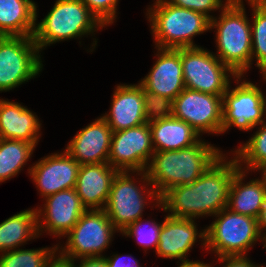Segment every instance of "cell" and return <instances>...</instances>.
Wrapping results in <instances>:
<instances>
[{
    "label": "cell",
    "instance_id": "1",
    "mask_svg": "<svg viewBox=\"0 0 266 267\" xmlns=\"http://www.w3.org/2000/svg\"><path fill=\"white\" fill-rule=\"evenodd\" d=\"M238 169L236 158L223 154L193 183L167 190L160 197L159 209L177 218L215 216L228 205L230 184Z\"/></svg>",
    "mask_w": 266,
    "mask_h": 267
},
{
    "label": "cell",
    "instance_id": "42",
    "mask_svg": "<svg viewBox=\"0 0 266 267\" xmlns=\"http://www.w3.org/2000/svg\"><path fill=\"white\" fill-rule=\"evenodd\" d=\"M261 241L264 244L263 248H266V233H264L263 235H261Z\"/></svg>",
    "mask_w": 266,
    "mask_h": 267
},
{
    "label": "cell",
    "instance_id": "4",
    "mask_svg": "<svg viewBox=\"0 0 266 267\" xmlns=\"http://www.w3.org/2000/svg\"><path fill=\"white\" fill-rule=\"evenodd\" d=\"M146 12L155 48L200 47L193 38L209 31L211 26V19L203 13L173 6L166 0H156Z\"/></svg>",
    "mask_w": 266,
    "mask_h": 267
},
{
    "label": "cell",
    "instance_id": "39",
    "mask_svg": "<svg viewBox=\"0 0 266 267\" xmlns=\"http://www.w3.org/2000/svg\"><path fill=\"white\" fill-rule=\"evenodd\" d=\"M47 267H72V265L69 262L61 260L56 256Z\"/></svg>",
    "mask_w": 266,
    "mask_h": 267
},
{
    "label": "cell",
    "instance_id": "10",
    "mask_svg": "<svg viewBox=\"0 0 266 267\" xmlns=\"http://www.w3.org/2000/svg\"><path fill=\"white\" fill-rule=\"evenodd\" d=\"M181 63L185 87L191 90L223 96L231 78L237 77L213 52L204 47L181 48Z\"/></svg>",
    "mask_w": 266,
    "mask_h": 267
},
{
    "label": "cell",
    "instance_id": "32",
    "mask_svg": "<svg viewBox=\"0 0 266 267\" xmlns=\"http://www.w3.org/2000/svg\"><path fill=\"white\" fill-rule=\"evenodd\" d=\"M91 13L106 27L112 25L117 17L119 0H81Z\"/></svg>",
    "mask_w": 266,
    "mask_h": 267
},
{
    "label": "cell",
    "instance_id": "5",
    "mask_svg": "<svg viewBox=\"0 0 266 267\" xmlns=\"http://www.w3.org/2000/svg\"><path fill=\"white\" fill-rule=\"evenodd\" d=\"M103 25L81 0H56L33 35L39 51L53 43L82 38L103 29Z\"/></svg>",
    "mask_w": 266,
    "mask_h": 267
},
{
    "label": "cell",
    "instance_id": "35",
    "mask_svg": "<svg viewBox=\"0 0 266 267\" xmlns=\"http://www.w3.org/2000/svg\"><path fill=\"white\" fill-rule=\"evenodd\" d=\"M218 259V262L224 264L222 267H257L247 256H223ZM210 267H213L212 264Z\"/></svg>",
    "mask_w": 266,
    "mask_h": 267
},
{
    "label": "cell",
    "instance_id": "21",
    "mask_svg": "<svg viewBox=\"0 0 266 267\" xmlns=\"http://www.w3.org/2000/svg\"><path fill=\"white\" fill-rule=\"evenodd\" d=\"M39 120L27 106L0 99V139L23 140L36 147L42 135Z\"/></svg>",
    "mask_w": 266,
    "mask_h": 267
},
{
    "label": "cell",
    "instance_id": "23",
    "mask_svg": "<svg viewBox=\"0 0 266 267\" xmlns=\"http://www.w3.org/2000/svg\"><path fill=\"white\" fill-rule=\"evenodd\" d=\"M247 173L240 168L235 172L229 188L227 208L258 219L266 200V191L259 178L244 183Z\"/></svg>",
    "mask_w": 266,
    "mask_h": 267
},
{
    "label": "cell",
    "instance_id": "13",
    "mask_svg": "<svg viewBox=\"0 0 266 267\" xmlns=\"http://www.w3.org/2000/svg\"><path fill=\"white\" fill-rule=\"evenodd\" d=\"M155 152L149 123L112 133L108 164L118 172L145 171Z\"/></svg>",
    "mask_w": 266,
    "mask_h": 267
},
{
    "label": "cell",
    "instance_id": "29",
    "mask_svg": "<svg viewBox=\"0 0 266 267\" xmlns=\"http://www.w3.org/2000/svg\"><path fill=\"white\" fill-rule=\"evenodd\" d=\"M56 245L0 253V267H47L57 256Z\"/></svg>",
    "mask_w": 266,
    "mask_h": 267
},
{
    "label": "cell",
    "instance_id": "8",
    "mask_svg": "<svg viewBox=\"0 0 266 267\" xmlns=\"http://www.w3.org/2000/svg\"><path fill=\"white\" fill-rule=\"evenodd\" d=\"M119 231L113 226L104 209L86 210L75 226L64 236L65 245L56 244L57 257L64 261L81 258L104 257L114 234ZM60 248V249H59Z\"/></svg>",
    "mask_w": 266,
    "mask_h": 267
},
{
    "label": "cell",
    "instance_id": "11",
    "mask_svg": "<svg viewBox=\"0 0 266 267\" xmlns=\"http://www.w3.org/2000/svg\"><path fill=\"white\" fill-rule=\"evenodd\" d=\"M243 77L240 75L234 78L237 86L233 88L230 83L222 96V134L233 126L249 131L265 122L264 93L258 85Z\"/></svg>",
    "mask_w": 266,
    "mask_h": 267
},
{
    "label": "cell",
    "instance_id": "12",
    "mask_svg": "<svg viewBox=\"0 0 266 267\" xmlns=\"http://www.w3.org/2000/svg\"><path fill=\"white\" fill-rule=\"evenodd\" d=\"M222 96L185 88L173 100L172 116L189 124L199 135L222 134Z\"/></svg>",
    "mask_w": 266,
    "mask_h": 267
},
{
    "label": "cell",
    "instance_id": "40",
    "mask_svg": "<svg viewBox=\"0 0 266 267\" xmlns=\"http://www.w3.org/2000/svg\"><path fill=\"white\" fill-rule=\"evenodd\" d=\"M178 267H210L209 263H204L203 261H200L198 263H192L188 265H180Z\"/></svg>",
    "mask_w": 266,
    "mask_h": 267
},
{
    "label": "cell",
    "instance_id": "9",
    "mask_svg": "<svg viewBox=\"0 0 266 267\" xmlns=\"http://www.w3.org/2000/svg\"><path fill=\"white\" fill-rule=\"evenodd\" d=\"M33 36H0V92L34 79L43 69Z\"/></svg>",
    "mask_w": 266,
    "mask_h": 267
},
{
    "label": "cell",
    "instance_id": "28",
    "mask_svg": "<svg viewBox=\"0 0 266 267\" xmlns=\"http://www.w3.org/2000/svg\"><path fill=\"white\" fill-rule=\"evenodd\" d=\"M258 126V130L247 142L234 151L231 150L239 168L248 172H252L258 165L266 164V122Z\"/></svg>",
    "mask_w": 266,
    "mask_h": 267
},
{
    "label": "cell",
    "instance_id": "15",
    "mask_svg": "<svg viewBox=\"0 0 266 267\" xmlns=\"http://www.w3.org/2000/svg\"><path fill=\"white\" fill-rule=\"evenodd\" d=\"M80 164L65 150L51 153L29 167L28 173L41 198L75 188Z\"/></svg>",
    "mask_w": 266,
    "mask_h": 267
},
{
    "label": "cell",
    "instance_id": "43",
    "mask_svg": "<svg viewBox=\"0 0 266 267\" xmlns=\"http://www.w3.org/2000/svg\"><path fill=\"white\" fill-rule=\"evenodd\" d=\"M257 267H266V266H263L262 264H260V265L257 264Z\"/></svg>",
    "mask_w": 266,
    "mask_h": 267
},
{
    "label": "cell",
    "instance_id": "36",
    "mask_svg": "<svg viewBox=\"0 0 266 267\" xmlns=\"http://www.w3.org/2000/svg\"><path fill=\"white\" fill-rule=\"evenodd\" d=\"M75 261H78L79 263L75 264ZM75 261H67V262H69L72 265V267H107L105 257L81 258Z\"/></svg>",
    "mask_w": 266,
    "mask_h": 267
},
{
    "label": "cell",
    "instance_id": "30",
    "mask_svg": "<svg viewBox=\"0 0 266 267\" xmlns=\"http://www.w3.org/2000/svg\"><path fill=\"white\" fill-rule=\"evenodd\" d=\"M143 218L129 224L124 230L120 232L123 236L135 238L138 244L144 248L146 252L151 248H155V251L159 242V234L162 227V223L148 219L143 222ZM143 224V225H142ZM147 225V226H146Z\"/></svg>",
    "mask_w": 266,
    "mask_h": 267
},
{
    "label": "cell",
    "instance_id": "33",
    "mask_svg": "<svg viewBox=\"0 0 266 267\" xmlns=\"http://www.w3.org/2000/svg\"><path fill=\"white\" fill-rule=\"evenodd\" d=\"M173 6L186 8L196 12L203 13L208 18L212 19L214 16L210 15L211 11L220 12L228 3L229 0H166ZM225 1V2H224Z\"/></svg>",
    "mask_w": 266,
    "mask_h": 267
},
{
    "label": "cell",
    "instance_id": "22",
    "mask_svg": "<svg viewBox=\"0 0 266 267\" xmlns=\"http://www.w3.org/2000/svg\"><path fill=\"white\" fill-rule=\"evenodd\" d=\"M149 126L155 151L189 148L202 139L189 124L173 116L149 122Z\"/></svg>",
    "mask_w": 266,
    "mask_h": 267
},
{
    "label": "cell",
    "instance_id": "2",
    "mask_svg": "<svg viewBox=\"0 0 266 267\" xmlns=\"http://www.w3.org/2000/svg\"><path fill=\"white\" fill-rule=\"evenodd\" d=\"M223 154L201 139L189 148L155 151L145 172L161 197L172 187L193 183Z\"/></svg>",
    "mask_w": 266,
    "mask_h": 267
},
{
    "label": "cell",
    "instance_id": "37",
    "mask_svg": "<svg viewBox=\"0 0 266 267\" xmlns=\"http://www.w3.org/2000/svg\"><path fill=\"white\" fill-rule=\"evenodd\" d=\"M257 221H258L259 232L261 233V235H263L264 233H266V232H263V231H266V200L261 209V212H260V215Z\"/></svg>",
    "mask_w": 266,
    "mask_h": 267
},
{
    "label": "cell",
    "instance_id": "16",
    "mask_svg": "<svg viewBox=\"0 0 266 267\" xmlns=\"http://www.w3.org/2000/svg\"><path fill=\"white\" fill-rule=\"evenodd\" d=\"M197 238L200 239L201 245L205 248V228L199 233L194 219L166 215L155 252L157 256L164 259H179L180 265L198 263L200 260L190 261L187 258L188 253L198 241Z\"/></svg>",
    "mask_w": 266,
    "mask_h": 267
},
{
    "label": "cell",
    "instance_id": "25",
    "mask_svg": "<svg viewBox=\"0 0 266 267\" xmlns=\"http://www.w3.org/2000/svg\"><path fill=\"white\" fill-rule=\"evenodd\" d=\"M38 237L36 208L20 211L0 223V253L18 249Z\"/></svg>",
    "mask_w": 266,
    "mask_h": 267
},
{
    "label": "cell",
    "instance_id": "19",
    "mask_svg": "<svg viewBox=\"0 0 266 267\" xmlns=\"http://www.w3.org/2000/svg\"><path fill=\"white\" fill-rule=\"evenodd\" d=\"M108 114L101 117L113 132L147 123L143 104V87L138 84H118L114 89Z\"/></svg>",
    "mask_w": 266,
    "mask_h": 267
},
{
    "label": "cell",
    "instance_id": "20",
    "mask_svg": "<svg viewBox=\"0 0 266 267\" xmlns=\"http://www.w3.org/2000/svg\"><path fill=\"white\" fill-rule=\"evenodd\" d=\"M117 172L108 163L80 165L74 189L86 210L104 209Z\"/></svg>",
    "mask_w": 266,
    "mask_h": 267
},
{
    "label": "cell",
    "instance_id": "34",
    "mask_svg": "<svg viewBox=\"0 0 266 267\" xmlns=\"http://www.w3.org/2000/svg\"><path fill=\"white\" fill-rule=\"evenodd\" d=\"M125 256L126 257H124V255L119 254H113L110 257L104 256L106 259L107 267H142L139 264L138 260L132 257V255L129 254Z\"/></svg>",
    "mask_w": 266,
    "mask_h": 267
},
{
    "label": "cell",
    "instance_id": "27",
    "mask_svg": "<svg viewBox=\"0 0 266 267\" xmlns=\"http://www.w3.org/2000/svg\"><path fill=\"white\" fill-rule=\"evenodd\" d=\"M252 8L251 39L252 64L262 71H266V4L262 0H245ZM256 59V60H254Z\"/></svg>",
    "mask_w": 266,
    "mask_h": 267
},
{
    "label": "cell",
    "instance_id": "17",
    "mask_svg": "<svg viewBox=\"0 0 266 267\" xmlns=\"http://www.w3.org/2000/svg\"><path fill=\"white\" fill-rule=\"evenodd\" d=\"M157 49L150 72L139 81L144 90L174 100L186 87L180 49Z\"/></svg>",
    "mask_w": 266,
    "mask_h": 267
},
{
    "label": "cell",
    "instance_id": "3",
    "mask_svg": "<svg viewBox=\"0 0 266 267\" xmlns=\"http://www.w3.org/2000/svg\"><path fill=\"white\" fill-rule=\"evenodd\" d=\"M245 10L243 0L229 1L210 26L216 30L214 54L237 76H244L252 65L251 25Z\"/></svg>",
    "mask_w": 266,
    "mask_h": 267
},
{
    "label": "cell",
    "instance_id": "24",
    "mask_svg": "<svg viewBox=\"0 0 266 267\" xmlns=\"http://www.w3.org/2000/svg\"><path fill=\"white\" fill-rule=\"evenodd\" d=\"M37 7L32 0H0V36H33Z\"/></svg>",
    "mask_w": 266,
    "mask_h": 267
},
{
    "label": "cell",
    "instance_id": "6",
    "mask_svg": "<svg viewBox=\"0 0 266 267\" xmlns=\"http://www.w3.org/2000/svg\"><path fill=\"white\" fill-rule=\"evenodd\" d=\"M135 173V176L140 175V178H137L140 181H136V178H132L134 175H130ZM137 182L142 183L138 186ZM149 201L151 203L156 202L153 203L155 207L160 205V196L152 186L145 171L117 172L112 180L104 210L113 226L121 232L129 224L143 218L144 208L150 204Z\"/></svg>",
    "mask_w": 266,
    "mask_h": 267
},
{
    "label": "cell",
    "instance_id": "18",
    "mask_svg": "<svg viewBox=\"0 0 266 267\" xmlns=\"http://www.w3.org/2000/svg\"><path fill=\"white\" fill-rule=\"evenodd\" d=\"M112 133L100 116L78 131L67 143L65 151L80 165L108 163Z\"/></svg>",
    "mask_w": 266,
    "mask_h": 267
},
{
    "label": "cell",
    "instance_id": "7",
    "mask_svg": "<svg viewBox=\"0 0 266 267\" xmlns=\"http://www.w3.org/2000/svg\"><path fill=\"white\" fill-rule=\"evenodd\" d=\"M205 228V250L215 256H248V251L261 242L258 221L251 216L235 213L227 207Z\"/></svg>",
    "mask_w": 266,
    "mask_h": 267
},
{
    "label": "cell",
    "instance_id": "38",
    "mask_svg": "<svg viewBox=\"0 0 266 267\" xmlns=\"http://www.w3.org/2000/svg\"><path fill=\"white\" fill-rule=\"evenodd\" d=\"M253 172L255 171H260V173L262 174L260 177V181L262 183L263 188L266 191V164H262V165H258L257 167H255L253 170Z\"/></svg>",
    "mask_w": 266,
    "mask_h": 267
},
{
    "label": "cell",
    "instance_id": "26",
    "mask_svg": "<svg viewBox=\"0 0 266 267\" xmlns=\"http://www.w3.org/2000/svg\"><path fill=\"white\" fill-rule=\"evenodd\" d=\"M34 150L35 146L27 141L0 139V183L16 176Z\"/></svg>",
    "mask_w": 266,
    "mask_h": 267
},
{
    "label": "cell",
    "instance_id": "41",
    "mask_svg": "<svg viewBox=\"0 0 266 267\" xmlns=\"http://www.w3.org/2000/svg\"><path fill=\"white\" fill-rule=\"evenodd\" d=\"M262 74L263 80L266 81V71L260 72ZM264 103H265V109H266V96L264 93Z\"/></svg>",
    "mask_w": 266,
    "mask_h": 267
},
{
    "label": "cell",
    "instance_id": "31",
    "mask_svg": "<svg viewBox=\"0 0 266 267\" xmlns=\"http://www.w3.org/2000/svg\"><path fill=\"white\" fill-rule=\"evenodd\" d=\"M143 104L147 123L169 118L173 114V100L144 89Z\"/></svg>",
    "mask_w": 266,
    "mask_h": 267
},
{
    "label": "cell",
    "instance_id": "14",
    "mask_svg": "<svg viewBox=\"0 0 266 267\" xmlns=\"http://www.w3.org/2000/svg\"><path fill=\"white\" fill-rule=\"evenodd\" d=\"M43 200L44 206L36 208L39 236L48 232L50 236L64 237L86 211L74 188L51 194Z\"/></svg>",
    "mask_w": 266,
    "mask_h": 267
}]
</instances>
